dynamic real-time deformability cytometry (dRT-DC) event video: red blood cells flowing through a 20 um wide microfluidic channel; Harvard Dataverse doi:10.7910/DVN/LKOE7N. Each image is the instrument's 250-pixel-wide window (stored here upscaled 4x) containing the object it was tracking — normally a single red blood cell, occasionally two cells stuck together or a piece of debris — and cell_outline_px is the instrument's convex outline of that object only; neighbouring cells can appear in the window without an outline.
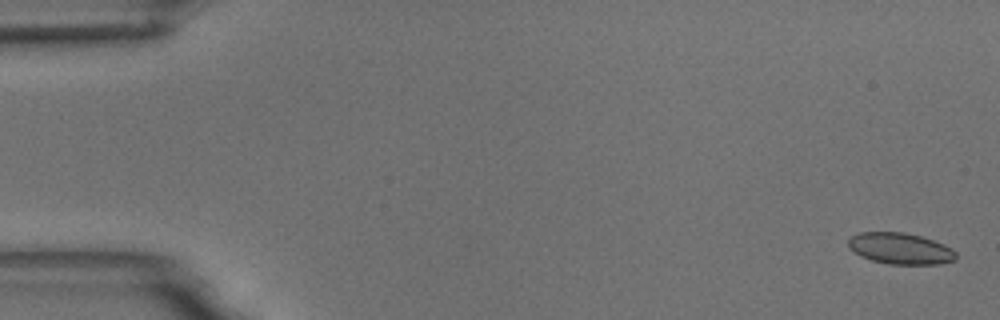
{"species": "common noctule bat (a hibernating species)", "species_latin": "Nyctalus noctula", "temperature_condition": "room temperature", "stored_images_in_passage": 18, "camera_frame_rate_fps": 3000, "um_per_image_px": 0.085, "animal": {"sex": "male", "body_mass_g": 18.8}, "frame": {"image": 1, "passage_image": 2, "time_ms": 0.333, "image_size_px": [1000, 320], "cell_outline_px": [[956, 260], [940, 264], [888, 264], [872, 260], [860, 256], [852, 252], [848, 248], [848, 240], [852, 236], [860, 232], [904, 232], [920, 236], [944, 244], [952, 248], [956, 252]], "centroid_in_image_um": [76.52, 21.13], "position_along_channel_um": 8.5, "area_um2": 19.77}}
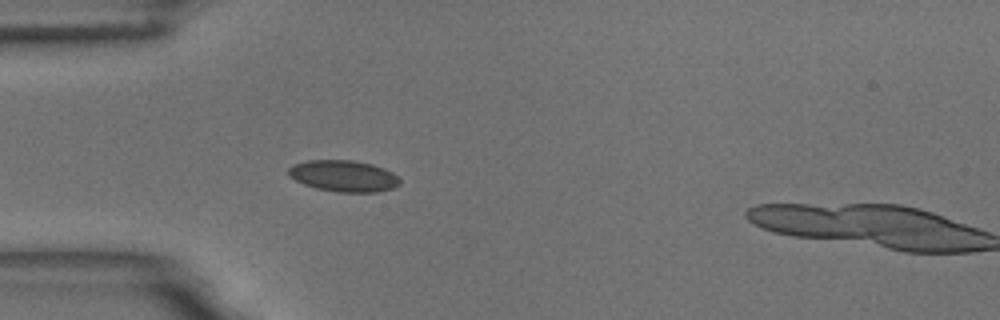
{"frame": {"image": 2, "passage_image": 17, "time_ms": 5.333, "image_size_px": [1000, 320], "cell_outline_px": [[400, 184], [392, 188], [376, 192], [336, 192], [316, 188], [304, 184], [288, 176], [288, 168], [292, 164], [308, 160], [352, 160], [372, 164], [384, 168], [392, 172], [400, 180]], "centroid_in_image_um": [29.18, 14.95], "position_along_channel_um": 55.8, "area_um2": 20.4}}